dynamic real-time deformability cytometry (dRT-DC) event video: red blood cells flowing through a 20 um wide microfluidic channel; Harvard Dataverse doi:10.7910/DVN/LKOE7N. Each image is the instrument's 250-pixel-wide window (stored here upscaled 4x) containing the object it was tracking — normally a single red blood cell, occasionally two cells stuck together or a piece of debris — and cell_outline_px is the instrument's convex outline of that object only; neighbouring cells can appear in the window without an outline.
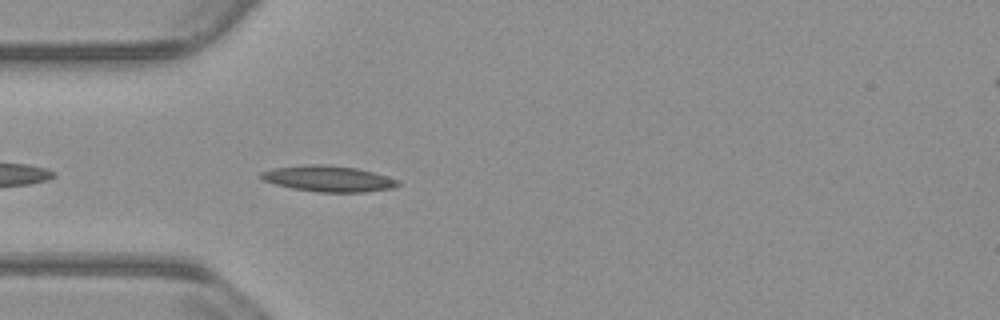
{"species": "common noctule bat (a hibernating species)", "species_latin": "Nyctalus noctula", "temperature_condition": "warm", "stored_images_in_passage": 8, "camera_frame_rate_fps": 3000, "um_per_image_px": 0.085, "animal": {"sex": "male", "body_mass_g": 23.1, "forearm_length_mm": 52.7}, "frame": {"image": 1, "passage_image": 3, "time_ms": 0.667, "image_size_px": [1000, 320], "cell_outline_px": [[400, 184], [392, 188], [364, 192], [316, 192], [292, 188], [276, 184], [264, 180], [260, 176], [260, 172], [276, 168], [304, 164], [328, 164], [356, 168], [372, 172], [400, 180]], "centroid_in_image_um": [27.92, 15.18], "position_along_channel_um": 57.1, "area_um2": 20.63}}